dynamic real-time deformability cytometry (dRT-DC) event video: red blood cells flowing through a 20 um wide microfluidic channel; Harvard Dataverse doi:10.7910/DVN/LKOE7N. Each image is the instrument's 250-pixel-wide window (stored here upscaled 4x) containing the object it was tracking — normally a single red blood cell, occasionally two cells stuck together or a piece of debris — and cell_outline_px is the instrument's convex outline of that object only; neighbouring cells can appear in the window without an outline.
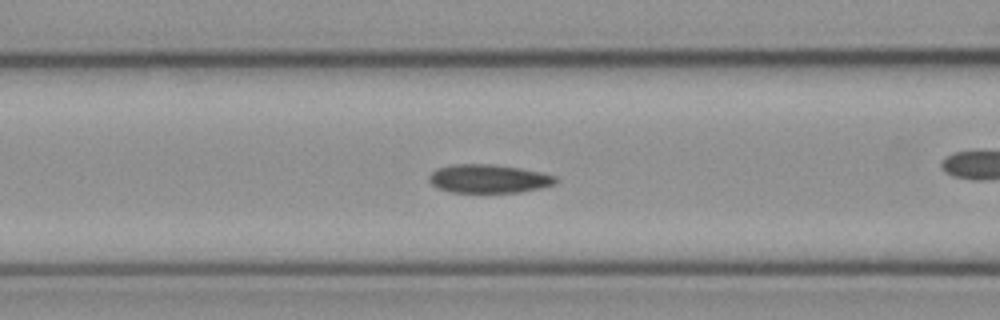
{"species": "common noctule bat (a hibernating species)", "species_latin": "Nyctalus noctula", "temperature_condition": "cold", "stored_images_in_passage": 41, "camera_frame_rate_fps": 3000, "um_per_image_px": 0.085, "animal": {"sex": "female", "body_mass_g": 21.9}, "frame": {"image": 1, "passage_image": 8, "time_ms": 2.333, "image_size_px": [1000, 320], "cell_outline_px": [[556, 184], [540, 188], [520, 192], [452, 192], [436, 188], [428, 180], [428, 176], [436, 168], [452, 164], [492, 164], [520, 168], [544, 172], [556, 176]], "centroid_in_image_um": [41.53, 15.18], "position_along_channel_um": 125.1, "area_um2": 21.21}}
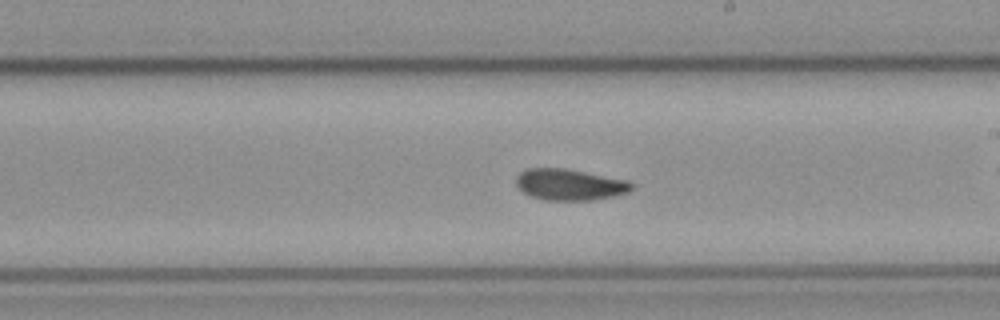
{"frame": {"image": 2, "passage_image": 17, "time_ms": 5.333, "image_size_px": [1000, 320], "cell_outline_px": [[636, 184], [628, 192], [612, 196], [592, 200], [544, 200], [532, 196], [524, 192], [516, 184], [516, 176], [520, 172], [528, 168], [564, 168], [632, 180]], "centroid_in_image_um": [48.47, 15.68], "position_along_channel_um": 240.5, "area_um2": 21.21}}
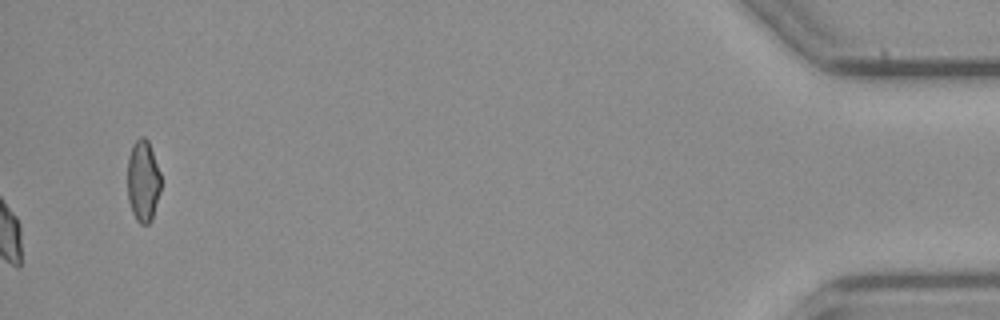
{"frame": {"image": 3, "passage_image": 41, "time_ms": 13.333, "image_size_px": [1000, 320], "cell_outline_px": [[160, 192], [152, 220], [148, 224], [140, 224], [136, 220], [132, 212], [128, 200], [128, 156], [132, 144], [140, 136], [144, 136], [148, 140], [160, 172]], "centroid_in_image_um": [12.15, 15.38], "position_along_channel_um": 423.0, "area_um2": 16.01}, "authors_computed_cell_mechanics": {"area_um2": 20.808, "velocity_mm_per_s": 3.8485, "shape_relaxation_time_tau1_ms": null, "shape_relaxation_time_tau2_ms": 4.1014, "deformation_change_tau1": null, "deformation_change_tau2": 0.0869}}